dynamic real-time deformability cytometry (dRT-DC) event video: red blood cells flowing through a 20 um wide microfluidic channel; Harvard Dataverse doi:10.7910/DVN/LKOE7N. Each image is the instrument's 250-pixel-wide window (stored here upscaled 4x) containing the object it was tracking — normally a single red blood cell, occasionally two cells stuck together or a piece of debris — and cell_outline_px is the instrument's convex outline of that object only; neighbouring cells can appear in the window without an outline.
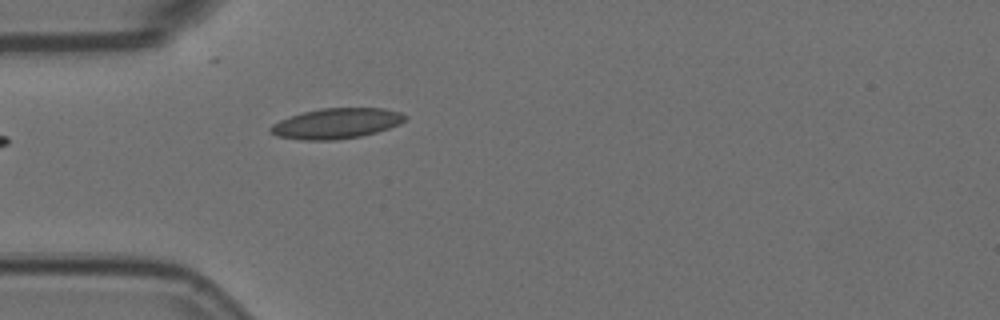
{"species": "Egyptian fruit bat (a non-hibernating species)", "species_latin": "Rousettus aegyptiacus", "temperature_condition": "room temperature", "stored_images_in_passage": 2, "camera_frame_rate_fps": 3000, "um_per_image_px": 0.085, "animal": {"sex": "female"}, "frame": {"image": 1, "passage_image": 2, "time_ms": 0.333, "image_size_px": [1000, 320], "cell_outline_px": [[408, 116], [400, 124], [376, 132], [360, 136], [336, 140], [300, 140], [276, 136], [268, 132], [268, 128], [272, 124], [280, 120], [304, 112], [320, 108], [384, 108], [400, 112]], "centroid_in_image_um": [28.57, 10.5], "position_along_channel_um": 56.4, "area_um2": 23.87}}